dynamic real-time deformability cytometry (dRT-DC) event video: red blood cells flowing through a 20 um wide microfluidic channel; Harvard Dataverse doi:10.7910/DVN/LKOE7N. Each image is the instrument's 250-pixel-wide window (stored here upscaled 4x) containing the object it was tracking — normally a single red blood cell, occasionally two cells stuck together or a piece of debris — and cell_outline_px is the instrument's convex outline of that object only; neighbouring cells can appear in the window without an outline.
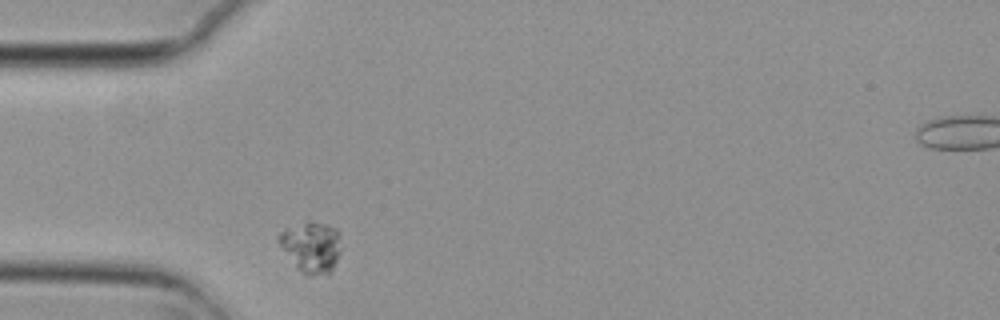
{"species": "common noctule bat (a hibernating species)", "species_latin": "Nyctalus noctula", "temperature_condition": "cold", "stored_images_in_passage": 1, "camera_frame_rate_fps": 3000, "um_per_image_px": 0.085, "animal": {"sex": "female", "body_mass_g": 29.2, "forearm_length_mm": 56.3}, "frame": {"image": 1, "passage_image": 1, "time_ms": 0.0, "image_size_px": [1000, 320], "cell_outline_px": [[340, 252], [332, 272], [328, 276], [308, 276], [296, 268], [280, 244], [280, 232], [284, 228], [308, 220], [312, 220], [336, 228], [340, 232]], "centroid_in_image_um": [26.51, 21.0], "position_along_channel_um": 58.5, "area_um2": 18.79}}